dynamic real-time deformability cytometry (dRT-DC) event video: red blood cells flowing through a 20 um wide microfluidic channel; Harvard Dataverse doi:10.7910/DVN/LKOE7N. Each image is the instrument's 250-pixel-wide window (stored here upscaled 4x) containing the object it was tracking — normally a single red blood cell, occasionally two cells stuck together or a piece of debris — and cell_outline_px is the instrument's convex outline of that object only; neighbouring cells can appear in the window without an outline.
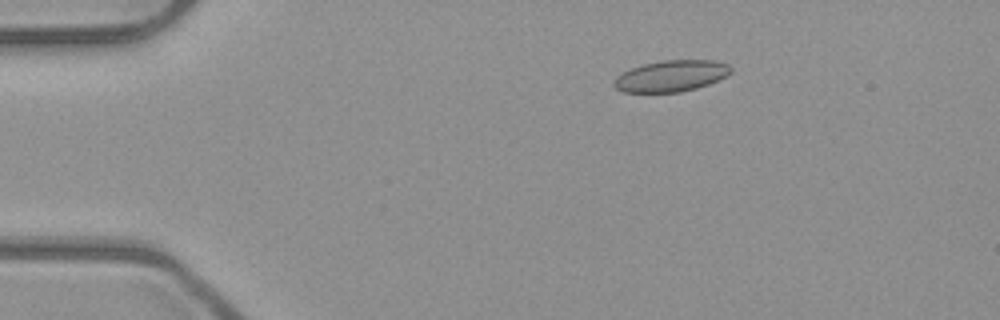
{"species": "common noctule bat (a hibernating species)", "species_latin": "Nyctalus noctula", "temperature_condition": "room temperature", "stored_images_in_passage": 44, "camera_frame_rate_fps": 3000, "um_per_image_px": 0.085, "animal": {"sex": "male", "body_mass_g": 23.1, "forearm_length_mm": 52.7}, "frame": {"image": 1, "passage_image": 1, "time_ms": 0.0, "image_size_px": [1000, 320], "cell_outline_px": [[732, 72], [708, 84], [696, 88], [680, 92], [624, 92], [616, 88], [612, 84], [616, 76], [632, 68], [644, 64], [664, 60], [712, 60], [728, 64], [732, 68]], "centroid_in_image_um": [57.04, 6.45], "position_along_channel_um": 28.0, "area_um2": 21.1}}
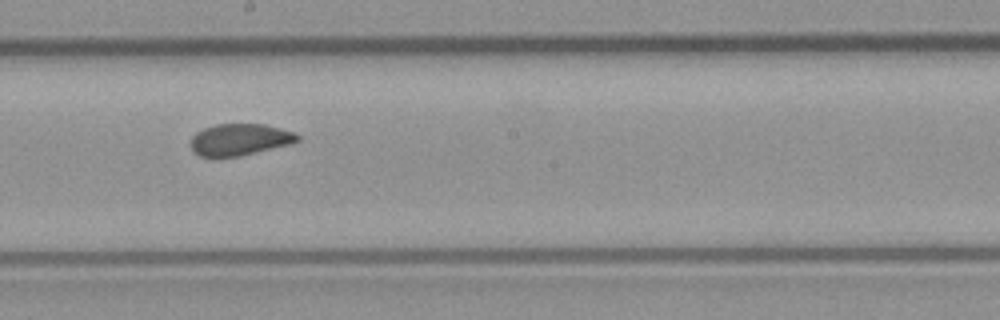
{"frame": {"image": 2, "passage_image": 21, "time_ms": 6.667, "image_size_px": [1000, 320], "cell_outline_px": [[300, 140], [288, 144], [240, 156], [216, 160], [212, 160], [200, 156], [192, 152], [192, 136], [196, 132], [204, 128], [216, 124], [264, 124], [296, 132], [300, 136]], "centroid_in_image_um": [20.33, 11.9], "position_along_channel_um": 227.9, "area_um2": 20.17}}
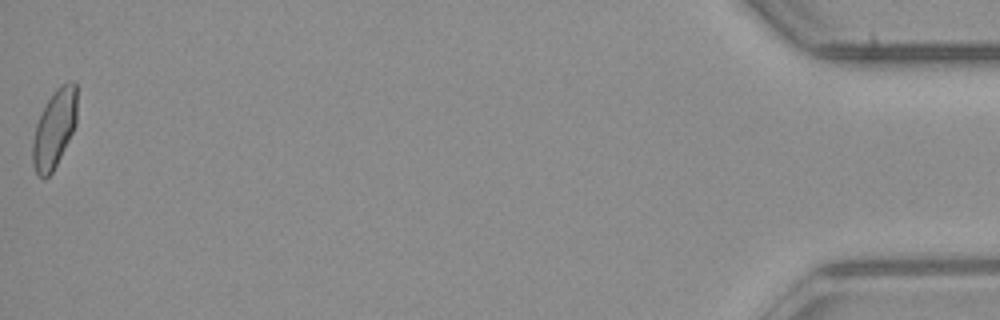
{"frame": {"image": 3, "passage_image": 44, "time_ms": 14.333, "image_size_px": [1000, 320], "cell_outline_px": [[76, 124], [52, 172], [44, 180], [36, 176], [32, 164], [32, 144], [36, 124], [52, 92], [60, 84], [68, 80], [76, 80]], "centroid_in_image_um": [4.61, 10.93], "position_along_channel_um": 430.6, "area_um2": 20.23}, "authors_computed_cell_mechanics": {"area_um2": 20.2878, "velocity_mm_per_s": 3.962, "shape_relaxation_time_tau1_ms": null, "shape_relaxation_time_tau2_ms": 1.2045, "deformation_change_tau1": null, "deformation_change_tau2": 0.0574}}